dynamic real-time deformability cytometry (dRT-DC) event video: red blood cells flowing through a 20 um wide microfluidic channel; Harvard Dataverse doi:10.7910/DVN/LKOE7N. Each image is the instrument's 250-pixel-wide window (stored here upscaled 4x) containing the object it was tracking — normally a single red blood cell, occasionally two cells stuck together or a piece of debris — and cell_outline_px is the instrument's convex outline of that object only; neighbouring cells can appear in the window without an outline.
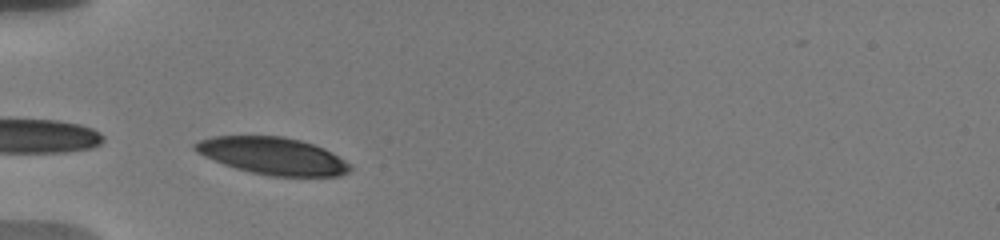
{"species": "human", "species_latin": "Homo sapiens", "temperature_condition": "warm", "stored_images_in_passage": 36, "camera_frame_rate_fps": 3000, "um_per_image_px": 0.085, "donor": {"sex": "male"}, "frame": {"image": 1, "passage_image": 1, "time_ms": 0.0, "image_size_px": [1000, 240], "cell_outline_px": [[352, 168], [348, 172], [340, 176], [272, 176], [252, 172], [236, 168], [224, 164], [204, 156], [196, 152], [192, 148], [192, 144], [200, 140], [212, 136], [284, 136], [300, 140], [324, 148], [352, 164]], "centroid_in_image_um": [23.18, 13.25], "position_along_channel_um": 61.8, "area_um2": 33.58}}
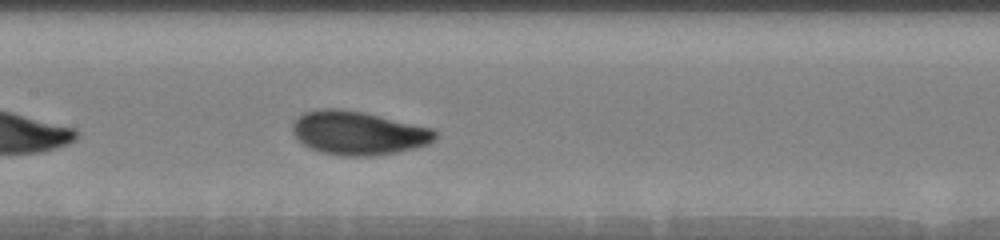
{"frame": {"image": 2, "passage_image": 11, "time_ms": 3.333, "image_size_px": [1000, 240], "cell_outline_px": [[440, 132], [436, 140], [428, 144], [396, 152], [372, 156], [340, 156], [320, 152], [304, 144], [292, 132], [292, 120], [304, 112], [316, 108], [340, 108], [364, 112], [436, 128]], "centroid_in_image_um": [30.49, 11.28], "position_along_channel_um": 176.9, "area_um2": 36.88}}
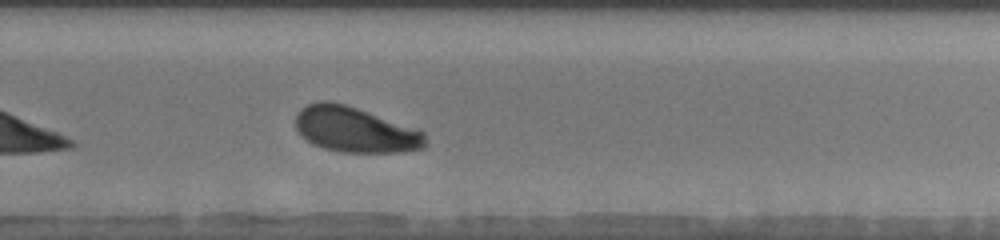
{"frame": {"image": 3, "passage_image": 21, "time_ms": 6.667, "image_size_px": [1000, 240], "cell_outline_px": [[428, 144], [424, 148], [404, 152], [340, 152], [324, 148], [312, 144], [296, 128], [296, 112], [300, 108], [308, 104], [320, 100], [328, 100], [344, 104], [420, 128], [424, 132]], "centroid_in_image_um": [30.24, 11.02], "position_along_channel_um": 299.6, "area_um2": 34.74}, "authors_computed_cell_mechanics": {"area_um2": 35.2002, "velocity_mm_per_s": 3.6949, "shape_relaxation_time_tau1_ms": 2.0344, "shape_relaxation_time_tau2_ms": null, "deformation_change_tau1": 0.121, "deformation_change_tau2": null}}